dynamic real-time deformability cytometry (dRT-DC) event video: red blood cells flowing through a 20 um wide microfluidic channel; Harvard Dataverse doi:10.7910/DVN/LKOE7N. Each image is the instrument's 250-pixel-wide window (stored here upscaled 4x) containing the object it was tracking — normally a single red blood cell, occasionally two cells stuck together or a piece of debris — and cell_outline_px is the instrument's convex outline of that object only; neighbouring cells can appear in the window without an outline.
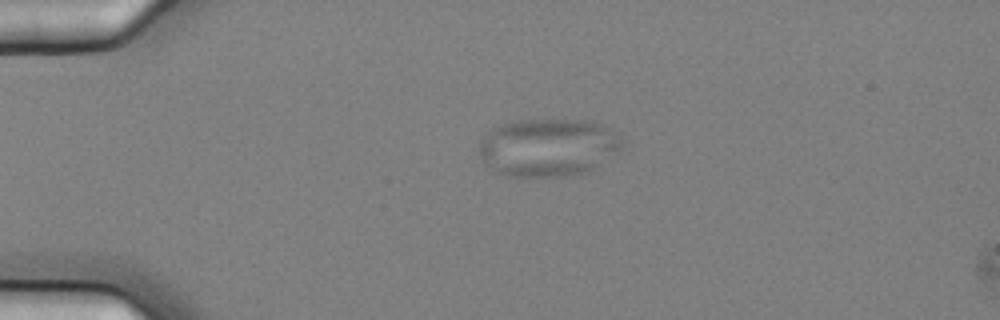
{"species": "common noctule bat (a hibernating species)", "species_latin": "Nyctalus noctula", "temperature_condition": "cold", "stored_images_in_passage": 4, "camera_frame_rate_fps": 3000, "um_per_image_px": 0.085, "animal": {"sex": "female", "body_mass_g": 25.1}, "frame": {"image": 1, "passage_image": 4, "time_ms": 1.0, "image_size_px": [1000, 320], "cell_outline_px": [[620, 148], [596, 168], [588, 172], [564, 176], [508, 176], [496, 172], [484, 164], [480, 156], [480, 144], [484, 132], [492, 128], [512, 120], [584, 120], [604, 124], [620, 132]], "centroid_in_image_um": [46.57, 12.51], "position_along_channel_um": 38.4, "area_um2": 48.61}}